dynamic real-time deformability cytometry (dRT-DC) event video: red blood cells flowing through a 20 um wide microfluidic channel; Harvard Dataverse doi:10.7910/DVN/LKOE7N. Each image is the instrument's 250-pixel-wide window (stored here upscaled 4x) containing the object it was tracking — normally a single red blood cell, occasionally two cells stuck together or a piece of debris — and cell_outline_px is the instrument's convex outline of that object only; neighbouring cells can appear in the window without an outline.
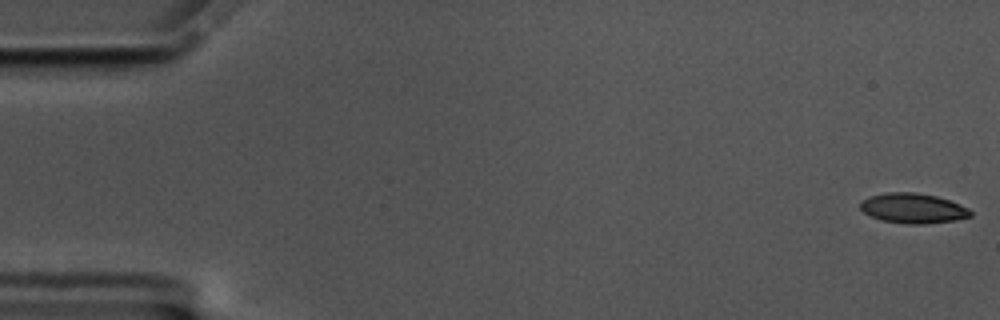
{"species": "common noctule bat (a hibernating species)", "species_latin": "Nyctalus noctula", "temperature_condition": "cold", "stored_images_in_passage": 57, "camera_frame_rate_fps": 3000, "um_per_image_px": 0.085, "animal": {"sex": "male", "body_mass_g": 17.5, "forearm_length_mm": 52.3}, "frame": {"image": 1, "passage_image": 1, "time_ms": 0.0, "image_size_px": [1000, 320], "cell_outline_px": [[972, 216], [956, 220], [924, 224], [908, 224], [880, 220], [864, 212], [860, 208], [860, 200], [868, 196], [888, 192], [916, 192], [936, 196], [948, 200], [968, 208], [972, 212]], "centroid_in_image_um": [77.58, 17.7], "position_along_channel_um": 7.4, "area_um2": 19.31}}
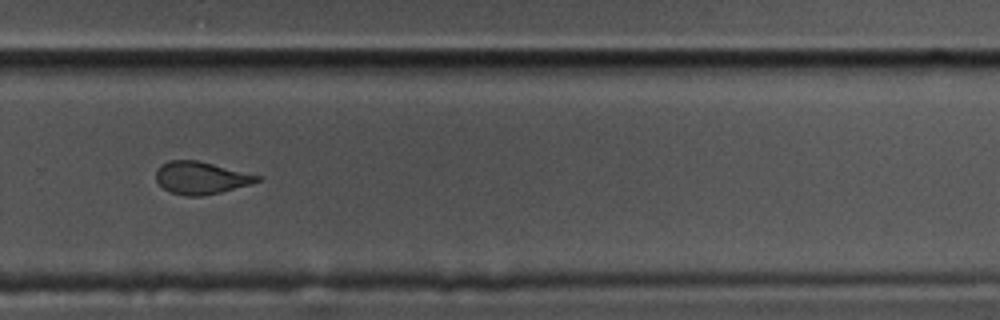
{"frame": {"image": 2, "passage_image": 39, "time_ms": 12.667, "image_size_px": [1000, 320], "cell_outline_px": [[264, 176], [260, 180], [248, 184], [220, 192], [204, 196], [184, 196], [168, 192], [156, 180], [156, 168], [160, 164], [168, 160], [196, 160]], "centroid_in_image_um": [17.04, 15.11], "position_along_channel_um": 312.8, "area_um2": 19.19}}
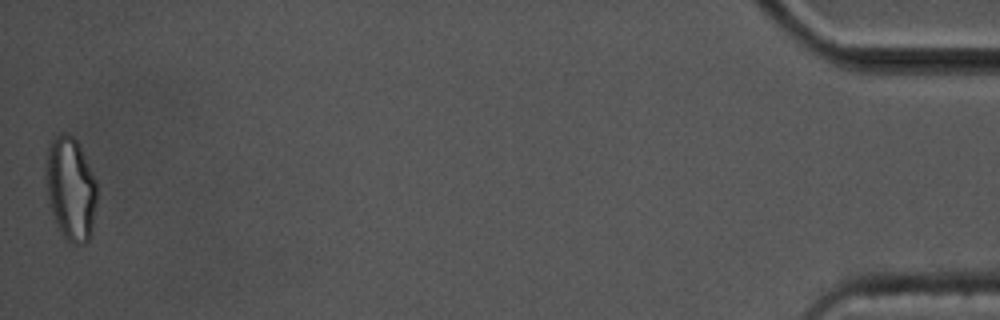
{"frame": {"image": 3, "passage_image": 57, "time_ms": 18.667, "image_size_px": [1000, 320], "cell_outline_px": [[96, 204], [92, 236], [84, 244], [72, 244], [64, 236], [56, 224], [48, 204], [44, 176], [44, 168], [48, 144], [60, 132], [64, 132], [72, 136], [80, 144], [96, 180]], "centroid_in_image_um": [5.98, 16.02], "position_along_channel_um": 429.2, "area_um2": 31.56}, "authors_computed_cell_mechanics": {"area_um2": 20.0566, "velocity_mm_per_s": 3.5231, "shape_relaxation_time_tau1_ms": 3.7754, "shape_relaxation_time_tau2_ms": 2.0236, "deformation_change_tau1": 0.1545, "deformation_change_tau2": 0.0952}}